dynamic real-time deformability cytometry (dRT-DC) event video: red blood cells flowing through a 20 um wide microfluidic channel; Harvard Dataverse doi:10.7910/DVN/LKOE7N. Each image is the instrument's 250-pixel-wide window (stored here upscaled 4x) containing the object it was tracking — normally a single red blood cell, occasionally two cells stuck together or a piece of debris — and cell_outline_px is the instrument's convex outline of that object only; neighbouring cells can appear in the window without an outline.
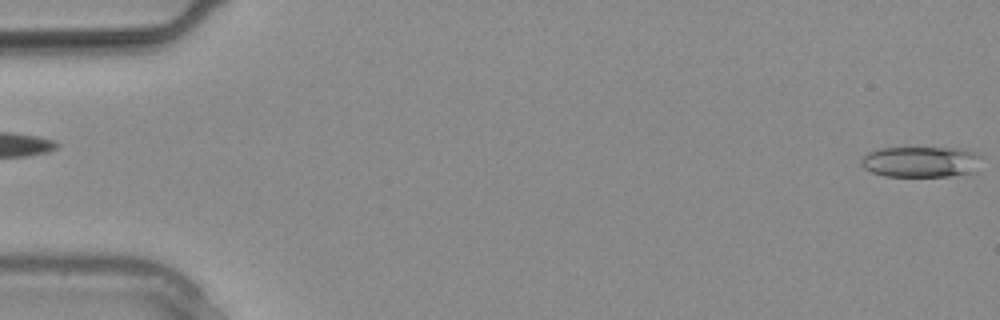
{"species": "common noctule bat (a hibernating species)", "species_latin": "Nyctalus noctula", "temperature_condition": "warm", "stored_images_in_passage": 26, "camera_frame_rate_fps": 3000, "um_per_image_px": 0.085, "animal": {"sex": "male", "body_mass_g": 20.4}, "frame": {"image": 1, "passage_image": 1, "time_ms": 0.0, "image_size_px": [1000, 320], "cell_outline_px": [[980, 156], [976, 172], [948, 176], [884, 176], [872, 172], [864, 168], [860, 164], [860, 160], [868, 152], [876, 148], [968, 148], [976, 152]], "centroid_in_image_um": [78.27, 13.74], "position_along_channel_um": 6.7, "area_um2": 21.85}}
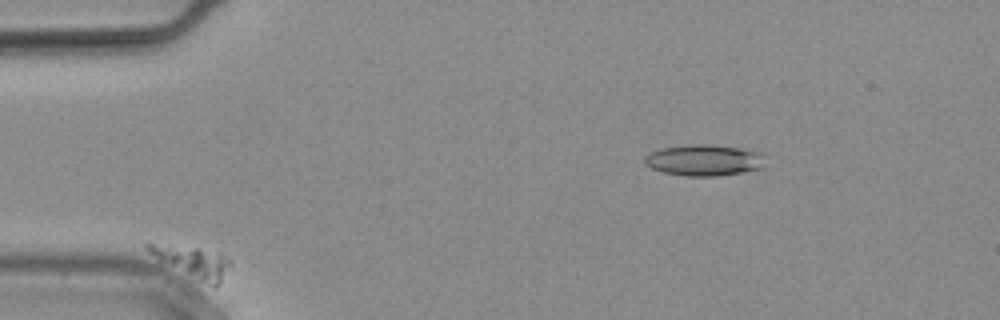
{"frame": {"image": 2, "passage_image": 5, "time_ms": 1.333, "image_size_px": [1000, 320], "cell_outline_px": [[232, 268], [220, 284], [212, 284], [200, 280], [160, 260], [148, 252], [144, 248], [144, 244], [152, 244], [196, 248], [228, 256], [232, 264]], "centroid_in_image_um": [16.47, 22.25], "position_along_channel_um": 68.5, "area_um2": 14.16}}